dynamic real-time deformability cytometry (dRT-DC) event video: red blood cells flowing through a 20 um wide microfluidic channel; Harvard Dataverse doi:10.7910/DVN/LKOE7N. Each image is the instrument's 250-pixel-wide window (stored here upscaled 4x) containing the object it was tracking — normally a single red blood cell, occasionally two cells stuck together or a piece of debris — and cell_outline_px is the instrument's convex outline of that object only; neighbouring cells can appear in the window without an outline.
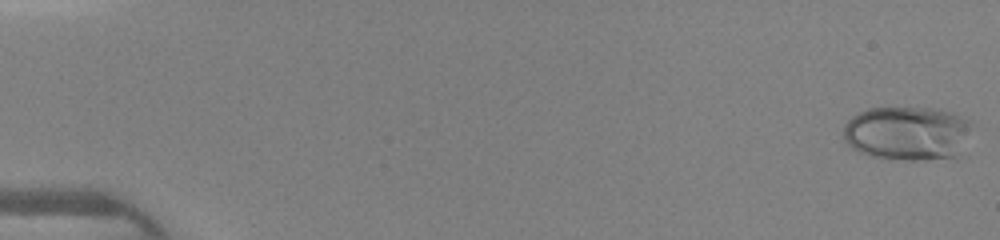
{"species": "human", "species_latin": "Homo sapiens", "temperature_condition": "warm", "stored_images_in_passage": 46, "camera_frame_rate_fps": 3000, "um_per_image_px": 0.085, "donor": {"sex": "female"}, "frame": {"image": 1, "passage_image": 1, "time_ms": 0.0, "image_size_px": [1000, 240], "cell_outline_px": [[972, 124], [956, 160], [908, 160], [872, 156], [860, 152], [852, 148], [844, 140], [844, 124], [852, 116], [868, 108], [940, 108], [952, 112], [972, 120]], "centroid_in_image_um": [77.16, 11.33], "position_along_channel_um": 7.8, "area_um2": 40.98}}
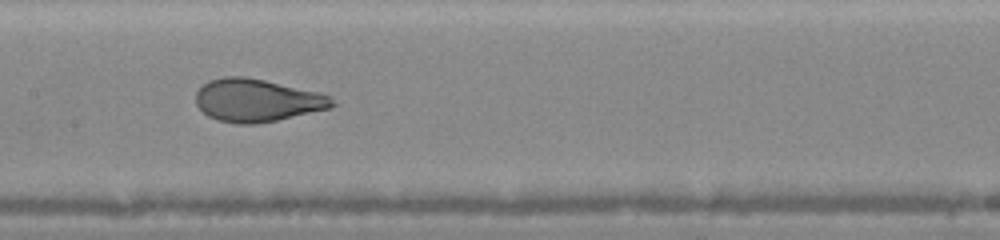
{"frame": {"image": 2, "passage_image": 24, "time_ms": 7.667, "image_size_px": [1000, 240], "cell_outline_px": [[340, 104], [332, 108], [276, 120], [256, 124], [236, 124], [220, 120], [208, 116], [196, 104], [196, 92], [208, 80], [224, 76], [244, 76], [264, 80], [320, 92], [332, 96]], "centroid_in_image_um": [21.91, 8.52], "position_along_channel_um": 185.5, "area_um2": 34.22}}
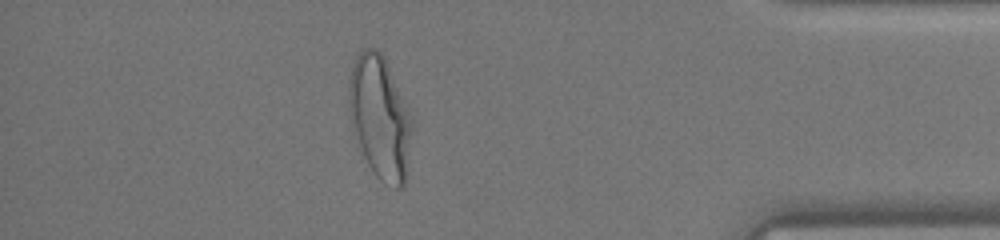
{"frame": {"image": 3, "passage_image": 41, "time_ms": 13.333, "image_size_px": [1000, 240], "cell_outline_px": [[412, 132], [408, 172], [404, 188], [396, 188], [384, 184], [376, 176], [368, 164], [364, 156], [348, 108], [348, 80], [356, 56], [364, 48], [376, 48], [384, 56], [412, 116]], "centroid_in_image_um": [32.33, 10.0], "position_along_channel_um": 402.9, "area_um2": 45.2}}